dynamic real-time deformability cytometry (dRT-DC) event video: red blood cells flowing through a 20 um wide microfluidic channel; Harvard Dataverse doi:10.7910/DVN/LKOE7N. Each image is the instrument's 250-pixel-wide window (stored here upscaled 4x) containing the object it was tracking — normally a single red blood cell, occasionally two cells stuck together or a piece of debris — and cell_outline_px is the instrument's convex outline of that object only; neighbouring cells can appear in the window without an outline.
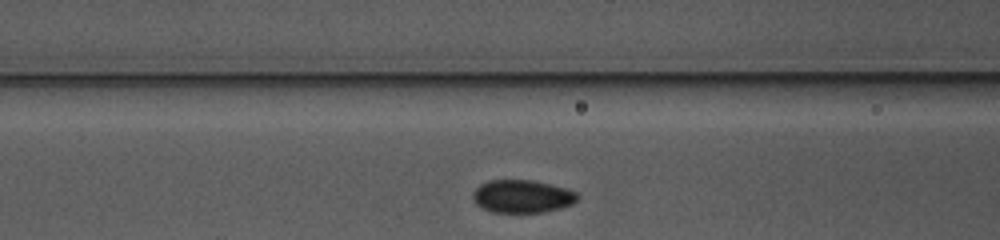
{"species": "common noctule bat (a hibernating species)", "species_latin": "Nyctalus noctula", "temperature_condition": "warm", "stored_images_in_passage": 23, "camera_frame_rate_fps": 3000, "um_per_image_px": 0.085, "animal": {"sex": "female", "body_mass_g": 10.0, "forearm_length_mm": 53.1}, "frame": {"image": 1, "passage_image": 5, "time_ms": 1.333, "image_size_px": [1000, 240], "cell_outline_px": [[576, 196], [572, 200], [564, 204], [548, 208], [528, 212], [508, 212], [492, 208], [476, 200], [476, 192], [484, 184], [504, 180], [516, 180], [540, 184], [556, 188], [568, 192]], "centroid_in_image_um": [44.31, 16.68], "position_along_channel_um": 122.3, "area_um2": 16.53}}
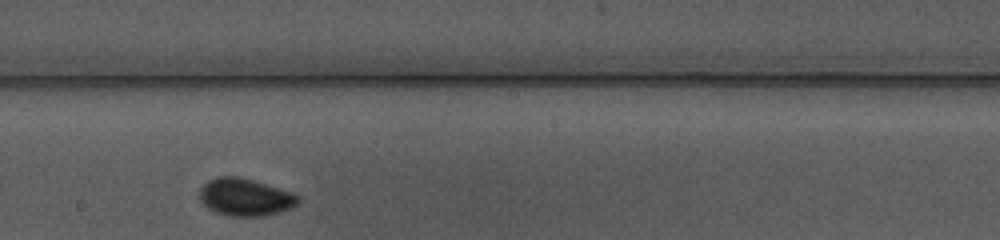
{"frame": {"image": 2, "passage_image": 13, "time_ms": 4.0, "image_size_px": [1000, 240], "cell_outline_px": [[296, 200], [292, 204], [280, 208], [264, 212], [228, 212], [216, 208], [208, 204], [204, 196], [204, 188], [208, 184], [216, 180], [240, 180], [256, 184], [292, 196]], "centroid_in_image_um": [20.78, 16.74], "position_along_channel_um": 227.4, "area_um2": 15.72}}
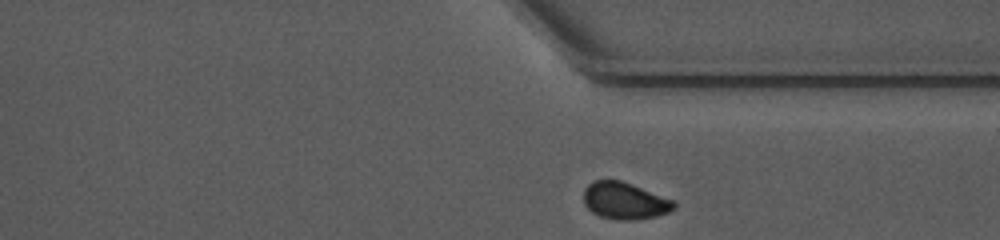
{"frame": {"image": 3, "passage_image": 23, "time_ms": 7.333, "image_size_px": [1000, 240], "cell_outline_px": [[672, 208], [664, 212], [648, 216], [608, 216], [596, 212], [588, 204], [584, 196], [588, 188], [592, 184], [600, 180], [616, 180], [628, 184], [668, 200], [672, 204]], "centroid_in_image_um": [53.04, 17.0], "position_along_channel_um": 358.4, "area_um2": 16.3}}